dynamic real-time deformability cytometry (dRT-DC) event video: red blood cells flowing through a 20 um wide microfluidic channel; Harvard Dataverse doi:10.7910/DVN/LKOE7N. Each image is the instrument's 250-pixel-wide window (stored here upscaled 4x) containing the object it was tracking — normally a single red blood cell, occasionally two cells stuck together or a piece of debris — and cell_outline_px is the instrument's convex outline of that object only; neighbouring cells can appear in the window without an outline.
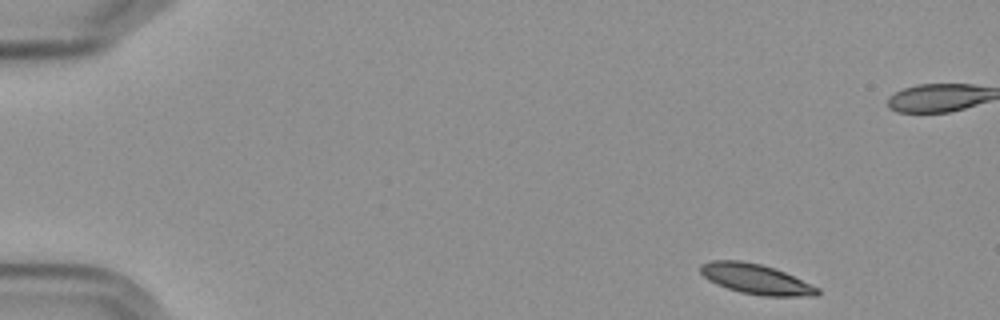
{"species": "Egyptian fruit bat (a non-hibernating species)", "species_latin": "Rousettus aegyptiacus", "temperature_condition": "cold", "stored_images_in_passage": 13, "camera_frame_rate_fps": 3000, "um_per_image_px": 0.085, "frame": {"image": 1, "passage_image": 1, "time_ms": 0.0, "image_size_px": [1000, 320], "cell_outline_px": [[820, 292], [816, 296], [764, 296], [740, 292], [716, 284], [708, 280], [700, 272], [700, 264], [708, 260], [740, 260], [760, 264], [776, 268], [820, 288]], "centroid_in_image_um": [64.24, 23.71], "position_along_channel_um": 20.8, "area_um2": 20.63}}